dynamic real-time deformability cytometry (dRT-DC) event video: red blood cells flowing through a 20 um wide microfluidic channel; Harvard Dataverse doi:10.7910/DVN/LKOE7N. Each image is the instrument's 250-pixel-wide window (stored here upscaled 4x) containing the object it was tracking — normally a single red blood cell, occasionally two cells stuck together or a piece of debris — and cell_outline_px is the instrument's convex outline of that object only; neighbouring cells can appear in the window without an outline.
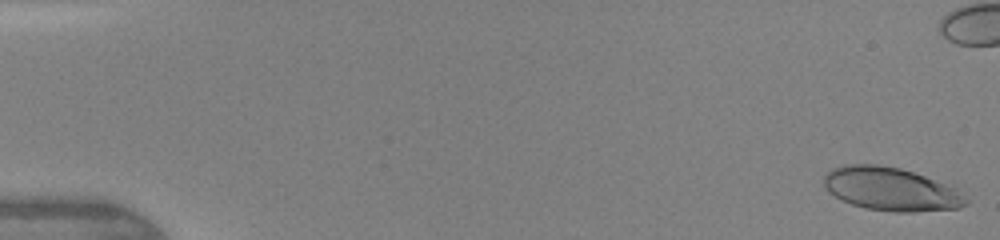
{"species": "human", "species_latin": "Homo sapiens", "temperature_condition": "warm", "stored_images_in_passage": 39, "camera_frame_rate_fps": 3000, "um_per_image_px": 0.085, "donor": {"sex": "female"}, "frame": {"image": 1, "passage_image": 1, "time_ms": 0.0, "image_size_px": [1000, 240], "cell_outline_px": [[968, 204], [960, 208], [912, 212], [896, 212], [864, 208], [852, 204], [828, 192], [824, 188], [824, 176], [832, 168], [844, 164], [880, 164], [900, 168], [924, 176], [956, 188], [968, 200]], "centroid_in_image_um": [75.71, 16.07], "position_along_channel_um": 9.3, "area_um2": 35.78}}